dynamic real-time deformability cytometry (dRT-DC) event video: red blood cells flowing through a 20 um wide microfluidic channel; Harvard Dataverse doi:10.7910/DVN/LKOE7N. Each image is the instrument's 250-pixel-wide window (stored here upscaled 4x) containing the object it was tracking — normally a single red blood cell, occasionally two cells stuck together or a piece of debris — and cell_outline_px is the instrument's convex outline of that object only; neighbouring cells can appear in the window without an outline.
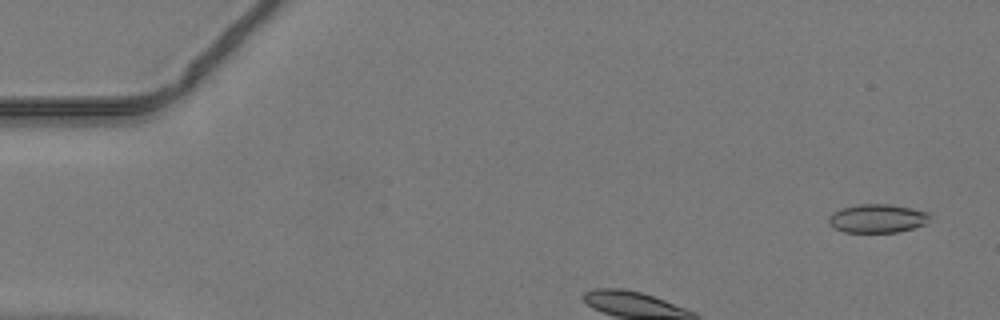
{"species": "common noctule bat (a hibernating species)", "species_latin": "Nyctalus noctula", "temperature_condition": "warm", "stored_images_in_passage": 41, "camera_frame_rate_fps": 3000, "um_per_image_px": 0.085, "animal": {"sex": "male", "body_mass_g": 19.2, "forearm_length_mm": 51.8}, "frame": {"image": 1, "passage_image": 2, "time_ms": 0.333, "image_size_px": [1000, 320], "cell_outline_px": [[928, 216], [924, 224], [912, 228], [896, 232], [844, 232], [836, 228], [828, 220], [828, 216], [832, 212], [840, 208], [860, 204], [892, 204], [912, 208], [928, 212]], "centroid_in_image_um": [74.54, 18.55], "position_along_channel_um": 10.5, "area_um2": 16.65}}
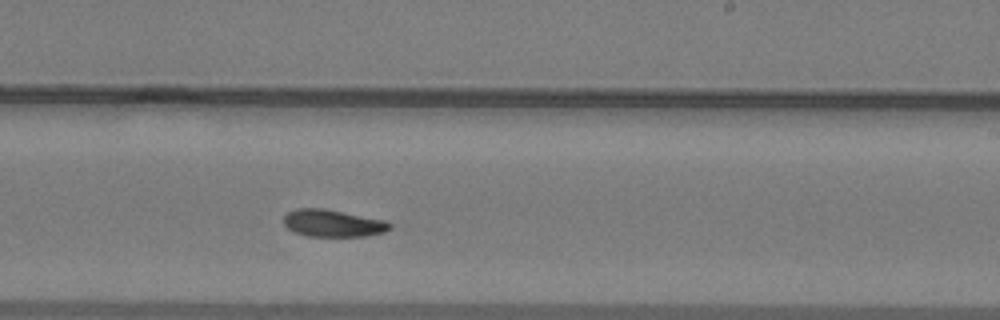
{"frame": {"image": 2, "passage_image": 22, "time_ms": 7.0, "image_size_px": [1000, 320], "cell_outline_px": [[392, 228], [384, 232], [364, 236], [308, 236], [296, 232], [288, 228], [284, 224], [284, 216], [288, 212], [296, 208], [324, 208], [388, 220], [392, 224]], "centroid_in_image_um": [28.34, 18.96], "position_along_channel_um": 260.7, "area_um2": 16.94}}
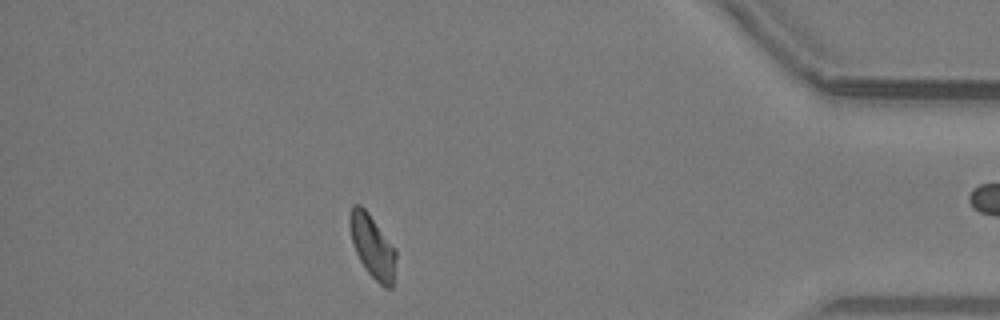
{"frame": {"image": 3, "passage_image": 35, "time_ms": 11.333, "image_size_px": [1000, 320], "cell_outline_px": [[396, 256], [392, 288], [384, 288], [364, 268], [356, 252], [352, 240], [348, 224], [348, 216], [352, 204], [360, 204], [368, 212], [396, 248]], "centroid_in_image_um": [31.65, 20.91], "position_along_channel_um": 403.6, "area_um2": 17.11}}